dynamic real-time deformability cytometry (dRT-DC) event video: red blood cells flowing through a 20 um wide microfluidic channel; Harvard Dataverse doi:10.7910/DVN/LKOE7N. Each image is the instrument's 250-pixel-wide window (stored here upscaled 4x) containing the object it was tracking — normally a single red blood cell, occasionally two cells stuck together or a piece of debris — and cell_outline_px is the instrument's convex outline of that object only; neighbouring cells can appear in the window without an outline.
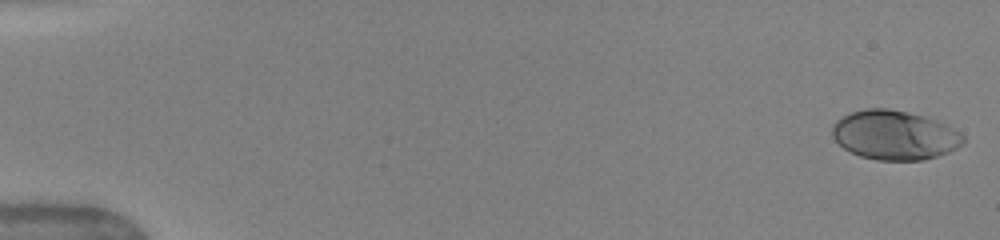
{"species": "human", "species_latin": "Homo sapiens", "temperature_condition": "warm", "stored_images_in_passage": 72, "camera_frame_rate_fps": 3000, "um_per_image_px": 0.085, "donor": {"sex": "female"}, "frame": {"image": 1, "passage_image": 1, "time_ms": 0.0, "image_size_px": [1000, 240], "cell_outline_px": [[964, 144], [948, 152], [936, 156], [920, 160], [876, 160], [860, 156], [844, 148], [832, 136], [832, 124], [836, 120], [852, 112], [864, 108], [888, 108], [908, 112], [924, 116], [936, 120], [960, 132], [964, 136]], "centroid_in_image_um": [76.03, 11.48], "position_along_channel_um": 9.0, "area_um2": 37.51}}
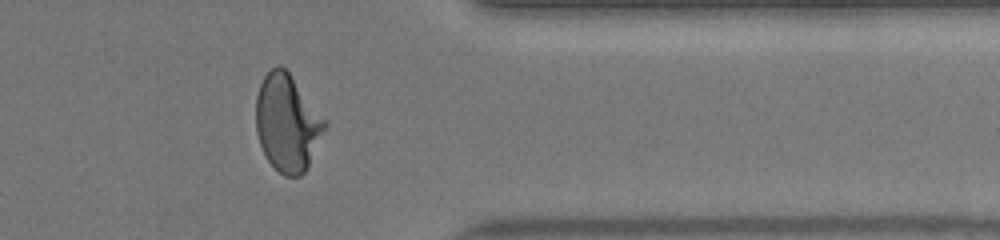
{"frame": {"image": 2, "passage_image": 55, "time_ms": 13.667, "image_size_px": [1000, 240], "cell_outline_px": [[328, 124], [308, 168], [300, 176], [284, 176], [268, 160], [260, 144], [256, 132], [256, 96], [260, 84], [264, 76], [276, 64], [280, 64], [288, 72], [328, 120]], "centroid_in_image_um": [24.44, 10.44], "position_along_channel_um": 387.0, "area_um2": 39.07}}
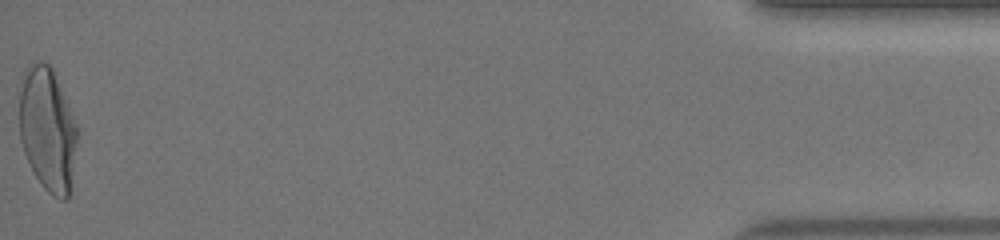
{"frame": {"image": 3, "passage_image": 72, "time_ms": 16.667, "image_size_px": [1000, 240], "cell_outline_px": [[80, 128], [68, 196], [64, 200], [60, 200], [52, 196], [40, 184], [32, 172], [24, 152], [20, 140], [20, 92], [24, 68], [32, 60], [40, 60], [48, 64], [52, 68]], "centroid_in_image_um": [4.05, 10.97], "position_along_channel_um": 431.1, "area_um2": 42.54}, "authors_computed_cell_mechanics": {"area_um2": 37.4255, "velocity_mm_per_s": 4.0158, "shape_relaxation_time_tau1_ms": 4.8061, "shape_relaxation_time_tau2_ms": null, "deformation_change_tau1": 0.207, "deformation_change_tau2": null}}